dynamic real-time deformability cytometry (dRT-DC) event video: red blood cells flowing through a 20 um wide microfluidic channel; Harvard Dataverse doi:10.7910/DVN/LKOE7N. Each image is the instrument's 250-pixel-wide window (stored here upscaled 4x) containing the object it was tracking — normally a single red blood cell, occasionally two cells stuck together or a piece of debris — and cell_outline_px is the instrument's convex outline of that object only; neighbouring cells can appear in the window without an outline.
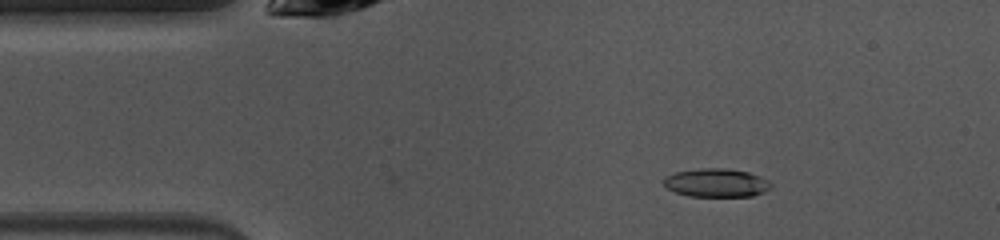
{"species": "common noctule bat (a hibernating species)", "species_latin": "Nyctalus noctula", "temperature_condition": "warm", "stored_images_in_passage": 48, "camera_frame_rate_fps": 3000, "um_per_image_px": 0.085, "animal": {"sex": "female", "body_mass_g": 10.0, "forearm_length_mm": 53.1}, "frame": {"image": 1, "passage_image": 7, "time_ms": 2.0, "image_size_px": [1000, 240], "cell_outline_px": [[772, 184], [764, 192], [752, 196], [688, 196], [676, 192], [668, 188], [664, 184], [664, 176], [676, 172], [700, 168], [724, 168], [748, 172], [760, 176], [768, 180]], "centroid_in_image_um": [60.88, 15.53], "position_along_channel_um": 24.1, "area_um2": 17.69}}
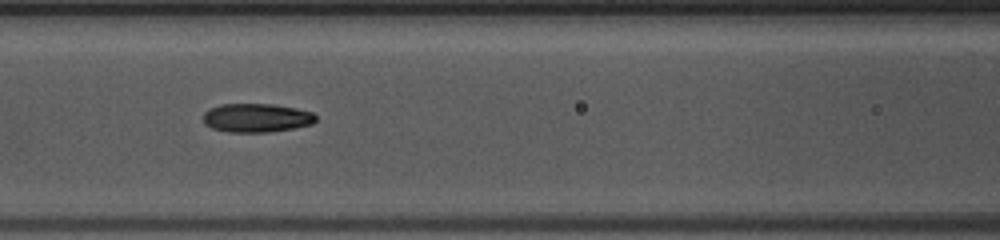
{"frame": {"image": 2, "passage_image": 19, "time_ms": 6.0, "image_size_px": [1000, 240], "cell_outline_px": [[316, 120], [312, 124], [292, 128], [268, 132], [228, 132], [212, 128], [204, 124], [204, 112], [220, 104], [272, 104], [296, 108], [312, 112], [316, 116]], "centroid_in_image_um": [21.8, 10.01], "position_along_channel_um": 144.8, "area_um2": 18.79}}
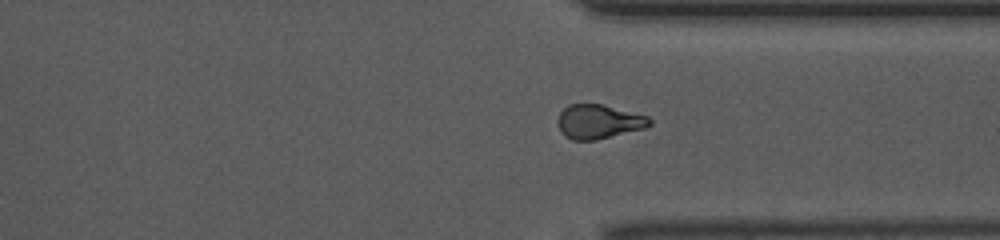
{"frame": {"image": 3, "passage_image": 35, "time_ms": 11.333, "image_size_px": [1000, 240], "cell_outline_px": [[652, 124], [644, 128], [596, 140], [572, 140], [564, 136], [560, 132], [556, 124], [556, 120], [560, 112], [568, 104], [600, 104], [648, 116], [652, 120]], "centroid_in_image_um": [50.83, 10.35], "position_along_channel_um": 360.6, "area_um2": 18.38}}